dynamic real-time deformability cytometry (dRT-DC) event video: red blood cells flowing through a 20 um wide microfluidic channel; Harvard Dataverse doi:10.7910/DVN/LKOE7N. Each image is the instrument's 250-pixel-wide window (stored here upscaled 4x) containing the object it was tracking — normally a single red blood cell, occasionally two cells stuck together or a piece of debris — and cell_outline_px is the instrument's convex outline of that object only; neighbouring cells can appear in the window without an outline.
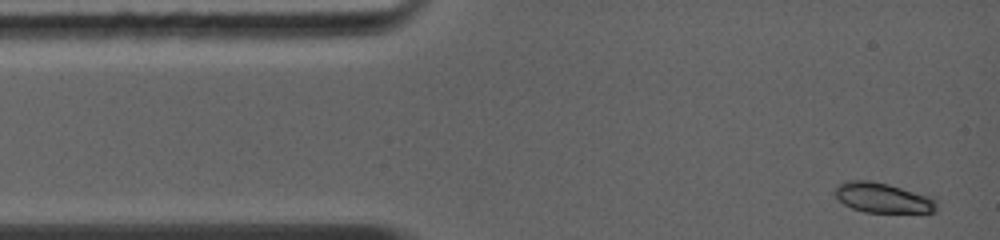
{"species": "common noctule bat (a hibernating species)", "species_latin": "Nyctalus noctula", "temperature_condition": "warm", "stored_images_in_passage": 7, "camera_frame_rate_fps": 5000, "um_per_image_px": 0.085, "animal": {"sex": "female", "body_mass_g": 19.0, "forearm_length_mm": 56.7}, "frame": {"image": 1, "passage_image": 1, "time_ms": 0.0, "image_size_px": [1000, 240], "cell_outline_px": [[936, 212], [864, 212], [852, 208], [844, 204], [832, 192], [840, 184], [852, 180], [868, 180], [888, 184], [936, 196]], "centroid_in_image_um": [75.1, 16.81], "position_along_channel_um": 9.9, "area_um2": 17.92}}
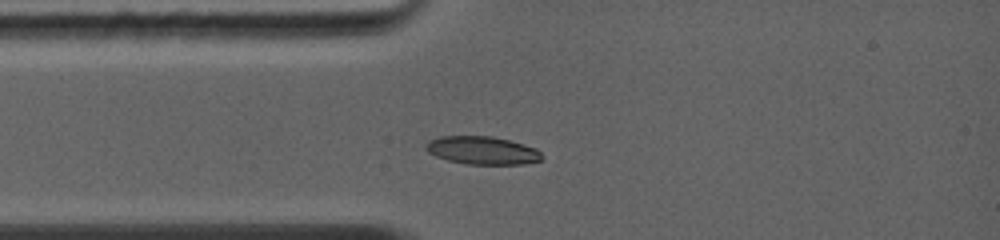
{"frame": {"image": 2, "passage_image": 4, "time_ms": 2.2, "image_size_px": [1000, 240], "cell_outline_px": [[540, 160], [524, 164], [464, 164], [448, 160], [436, 156], [428, 152], [424, 148], [432, 140], [440, 136], [492, 136], [508, 140], [536, 148], [540, 152]], "centroid_in_image_um": [40.98, 12.79], "position_along_channel_um": 44.0, "area_um2": 18.67}}
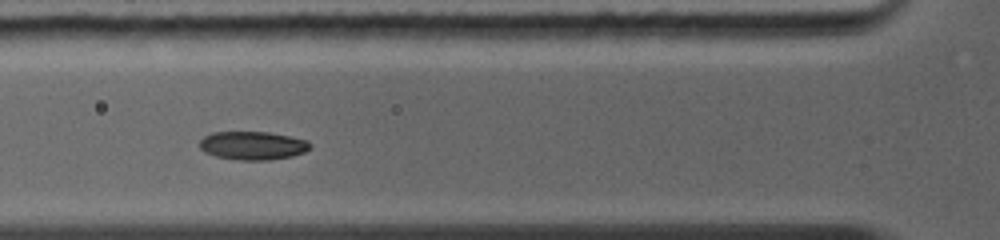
{"frame": {"image": 3, "passage_image": 6, "time_ms": 3.6, "image_size_px": [1000, 240], "cell_outline_px": [[312, 148], [304, 152], [292, 156], [268, 160], [236, 160], [216, 156], [204, 152], [200, 148], [200, 140], [204, 136], [212, 132], [268, 132], [308, 140], [312, 144]], "centroid_in_image_um": [21.49, 12.37], "position_along_channel_um": 104.3, "area_um2": 18.38}}